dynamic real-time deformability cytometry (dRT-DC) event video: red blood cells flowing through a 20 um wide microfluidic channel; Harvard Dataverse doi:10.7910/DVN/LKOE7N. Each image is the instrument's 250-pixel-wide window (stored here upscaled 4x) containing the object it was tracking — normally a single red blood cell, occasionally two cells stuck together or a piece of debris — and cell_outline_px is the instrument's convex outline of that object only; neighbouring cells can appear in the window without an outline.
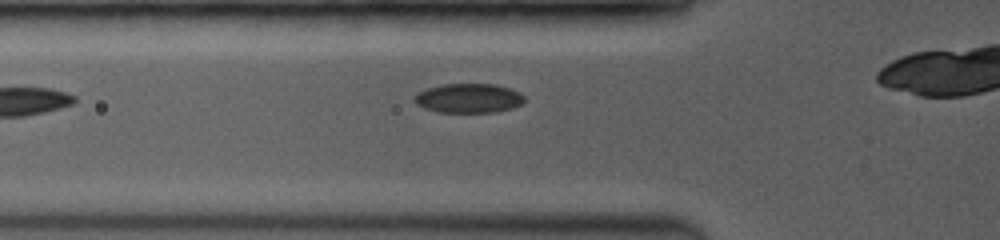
{"species": "common noctule bat (a hibernating species)", "species_latin": "Nyctalus noctula", "temperature_condition": "room temperature", "stored_images_in_passage": 15, "camera_frame_rate_fps": 3500, "um_per_image_px": 0.085, "animal": {"sex": "female", "body_mass_g": 19.0, "forearm_length_mm": 53.3}, "frame": {"image": 1, "passage_image": 2, "time_ms": 0.286, "image_size_px": [1000, 240], "cell_outline_px": [[524, 104], [512, 108], [496, 112], [436, 112], [424, 108], [416, 104], [412, 100], [412, 96], [416, 92], [428, 88], [444, 84], [496, 84], [520, 92], [524, 96]], "centroid_in_image_um": [39.81, 8.35], "position_along_channel_um": 86.0, "area_um2": 19.07}}
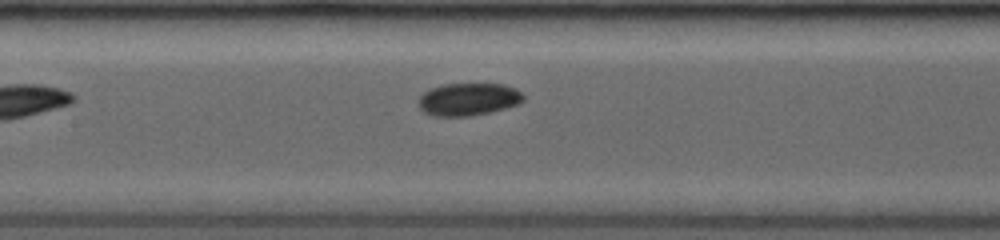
{"frame": {"image": 2, "passage_image": 7, "time_ms": 2.286, "image_size_px": [1000, 240], "cell_outline_px": [[524, 100], [520, 104], [488, 112], [468, 116], [432, 116], [424, 112], [420, 108], [420, 96], [428, 88], [444, 84], [504, 84], [516, 88], [524, 96]], "centroid_in_image_um": [39.82, 8.43], "position_along_channel_um": 167.6, "area_um2": 19.88}}
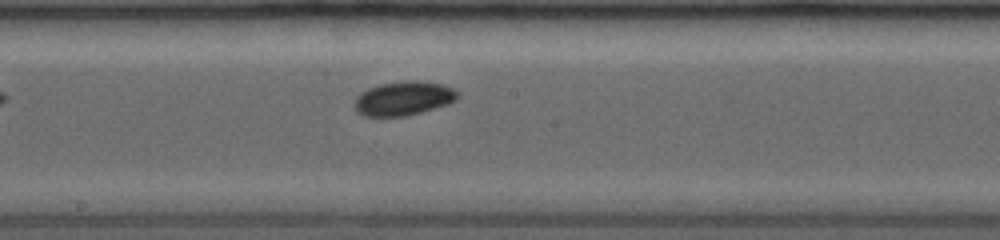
{"frame": {"image": 3, "passage_image": 10, "time_ms": 3.429, "image_size_px": [1000, 240], "cell_outline_px": [[460, 96], [456, 100], [448, 104], [420, 112], [404, 116], [364, 116], [356, 112], [352, 104], [356, 96], [360, 92], [368, 88], [380, 84], [404, 80], [416, 80], [444, 84], [452, 88]], "centroid_in_image_um": [34.26, 8.35], "position_along_channel_um": 213.9, "area_um2": 20.69}}